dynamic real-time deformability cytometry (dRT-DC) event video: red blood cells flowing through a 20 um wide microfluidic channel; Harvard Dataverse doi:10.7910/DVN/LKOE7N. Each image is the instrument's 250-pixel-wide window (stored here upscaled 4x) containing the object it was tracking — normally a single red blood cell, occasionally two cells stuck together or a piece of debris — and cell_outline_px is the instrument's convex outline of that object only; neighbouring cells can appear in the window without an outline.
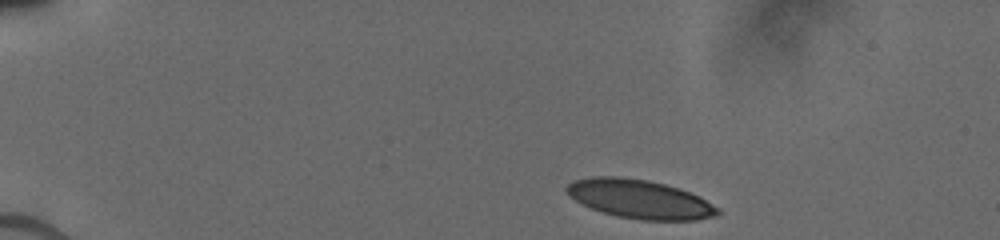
{"species": "human", "species_latin": "Homo sapiens", "temperature_condition": "cold", "stored_images_in_passage": 6, "camera_frame_rate_fps": 3000, "um_per_image_px": 0.085, "donor": {"sex": "male"}, "frame": {"image": 1, "passage_image": 1, "time_ms": 0.0, "image_size_px": [1000, 240], "cell_outline_px": [[720, 212], [716, 216], [696, 220], [640, 220], [616, 216], [592, 208], [568, 196], [564, 188], [572, 180], [592, 176], [620, 176], [648, 180], [680, 188], [700, 196], [720, 208]], "centroid_in_image_um": [54.39, 16.91], "position_along_channel_um": 30.6, "area_um2": 34.39}}
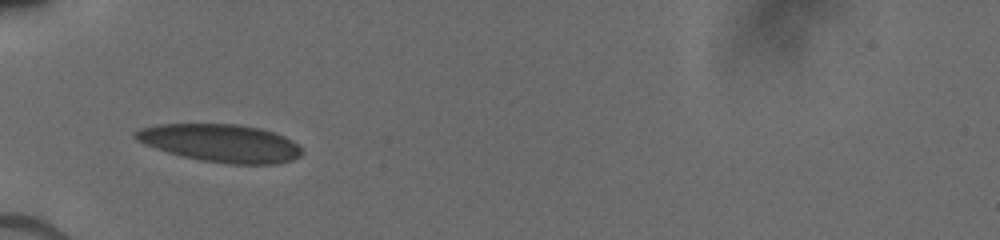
{"frame": {"image": 2, "passage_image": 4, "time_ms": 3.0, "image_size_px": [1000, 240], "cell_outline_px": [[304, 152], [300, 156], [292, 160], [276, 164], [228, 164], [200, 160], [168, 152], [144, 144], [136, 140], [132, 136], [132, 132], [140, 128], [160, 124], [236, 124], [260, 128], [284, 136], [292, 140]], "centroid_in_image_um": [18.74, 12.16], "position_along_channel_um": 66.3, "area_um2": 36.7}}
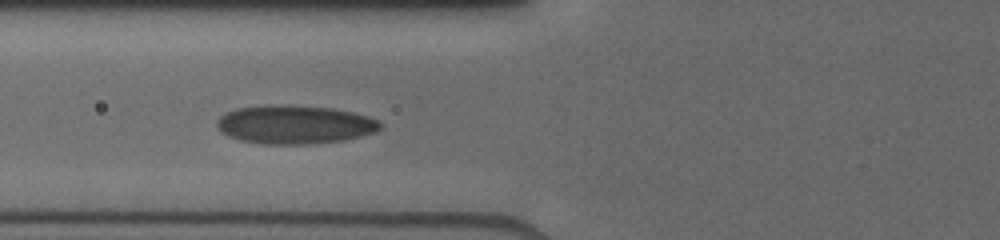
{"frame": {"image": 3, "passage_image": 5, "time_ms": 4.0, "image_size_px": [1000, 240], "cell_outline_px": [[384, 128], [376, 132], [344, 140], [312, 144], [260, 144], [240, 140], [228, 136], [220, 132], [216, 128], [216, 120], [220, 116], [236, 108], [284, 104], [288, 104], [332, 108], [352, 112], [368, 116], [380, 120], [384, 124]], "centroid_in_image_um": [25.08, 10.59], "position_along_channel_um": 100.7, "area_um2": 37.22}}